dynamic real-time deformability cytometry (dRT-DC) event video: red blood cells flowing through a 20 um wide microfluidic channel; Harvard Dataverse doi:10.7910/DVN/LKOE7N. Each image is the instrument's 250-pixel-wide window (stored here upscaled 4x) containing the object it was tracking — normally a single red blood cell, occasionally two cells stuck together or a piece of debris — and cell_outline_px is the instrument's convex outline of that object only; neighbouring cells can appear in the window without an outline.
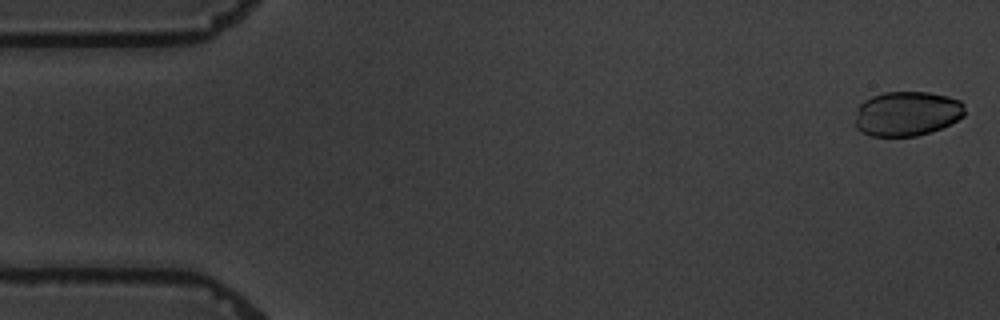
{"species": "common noctule bat (a hibernating species)", "species_latin": "Nyctalus noctula", "temperature_condition": "warm", "stored_images_in_passage": 13, "camera_frame_rate_fps": 3000, "um_per_image_px": 0.085, "animal": {"sex": "male", "body_mass_g": 19.5, "forearm_length_mm": 54.6}, "frame": {"image": 1, "passage_image": 1, "time_ms": 0.0, "image_size_px": [1000, 320], "cell_outline_px": [[964, 116], [940, 128], [916, 136], [872, 136], [860, 132], [856, 128], [856, 108], [864, 100], [872, 96], [884, 92], [928, 92], [948, 96], [960, 100], [964, 104]], "centroid_in_image_um": [77.06, 9.65], "position_along_channel_um": 7.9, "area_um2": 28.55}}